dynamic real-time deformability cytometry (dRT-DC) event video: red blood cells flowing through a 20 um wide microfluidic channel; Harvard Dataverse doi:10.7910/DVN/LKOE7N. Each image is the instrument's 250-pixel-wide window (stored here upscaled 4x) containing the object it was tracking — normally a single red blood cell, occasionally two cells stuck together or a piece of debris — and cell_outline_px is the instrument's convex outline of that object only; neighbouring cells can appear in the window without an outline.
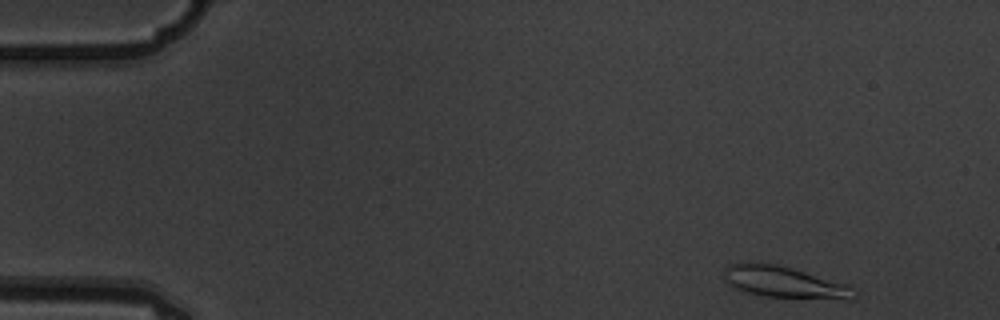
{"species": "common noctule bat (a hibernating species)", "species_latin": "Nyctalus noctula", "temperature_condition": "warm", "stored_images_in_passage": 14, "camera_frame_rate_fps": 3000, "um_per_image_px": 0.085, "animal": {"sex": "male", "body_mass_g": 19.5, "forearm_length_mm": 54.6}, "frame": {"image": 1, "passage_image": 1, "time_ms": 0.0, "image_size_px": [1000, 320], "cell_outline_px": [[856, 300], [848, 300], [764, 296], [748, 292], [736, 288], [728, 284], [724, 280], [724, 268], [728, 264], [752, 260], [776, 264], [792, 268], [848, 284], [852, 288], [856, 296]], "centroid_in_image_um": [66.65, 23.96], "position_along_channel_um": 18.4, "area_um2": 24.33}}
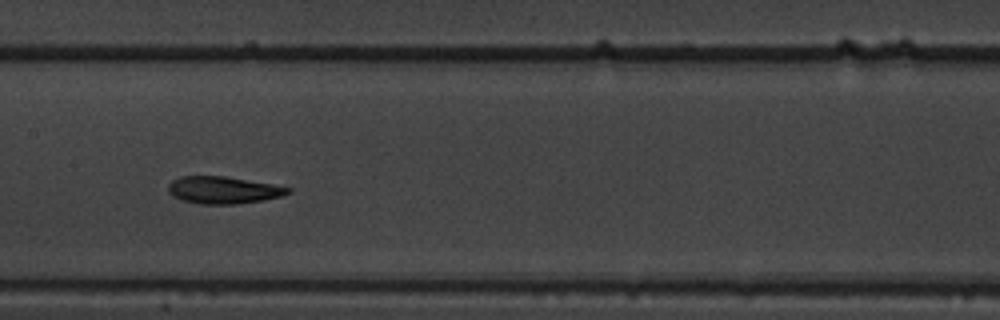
{"frame": {"image": 2, "passage_image": 7, "time_ms": 2.0, "image_size_px": [1000, 320], "cell_outline_px": [[292, 192], [280, 196], [264, 200], [236, 204], [200, 204], [184, 200], [168, 192], [168, 184], [172, 180], [180, 176], [224, 176], [272, 184], [292, 188]], "centroid_in_image_um": [18.99, 16.15], "position_along_channel_um": 188.4, "area_um2": 18.84}}
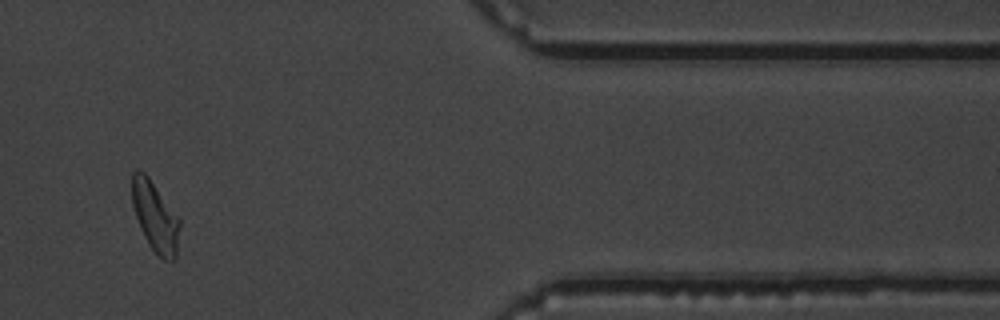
{"frame": {"image": 3, "passage_image": 12, "time_ms": 3.667, "image_size_px": [1000, 320], "cell_outline_px": [[180, 224], [176, 260], [164, 260], [148, 244], [140, 228], [132, 204], [132, 172], [136, 168], [140, 168], [148, 176], [180, 220]], "centroid_in_image_um": [13.18, 18.4], "position_along_channel_um": 398.2, "area_um2": 19.31}}